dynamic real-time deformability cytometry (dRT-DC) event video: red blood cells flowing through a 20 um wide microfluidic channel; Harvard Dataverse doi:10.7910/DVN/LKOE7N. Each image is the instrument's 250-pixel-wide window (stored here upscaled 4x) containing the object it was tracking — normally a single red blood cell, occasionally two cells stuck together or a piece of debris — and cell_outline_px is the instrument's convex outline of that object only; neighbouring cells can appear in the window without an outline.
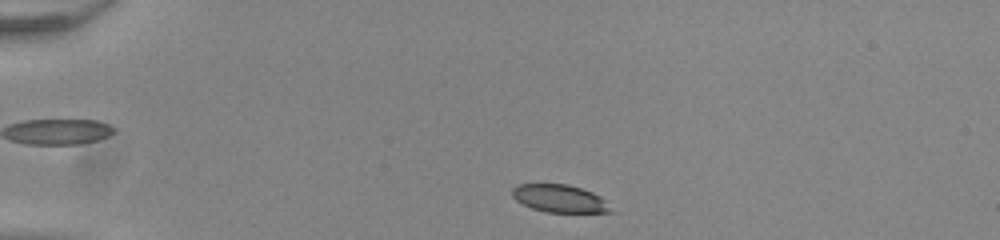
{"species": "common noctule bat (a hibernating species)", "species_latin": "Nyctalus noctula", "temperature_condition": "room temperature", "stored_images_in_passage": 43, "camera_frame_rate_fps": 3000, "um_per_image_px": 0.085, "animal": {"sex": "male", "body_mass_g": 20.0, "forearm_length_mm": 53.3}, "frame": {"image": 1, "passage_image": 2, "time_ms": 0.333, "image_size_px": [1000, 240], "cell_outline_px": [[616, 212], [548, 212], [532, 208], [516, 200], [512, 196], [512, 188], [516, 184], [568, 184], [592, 192], [600, 196]], "centroid_in_image_um": [47.57, 16.87], "position_along_channel_um": 37.4, "area_um2": 15.84}}
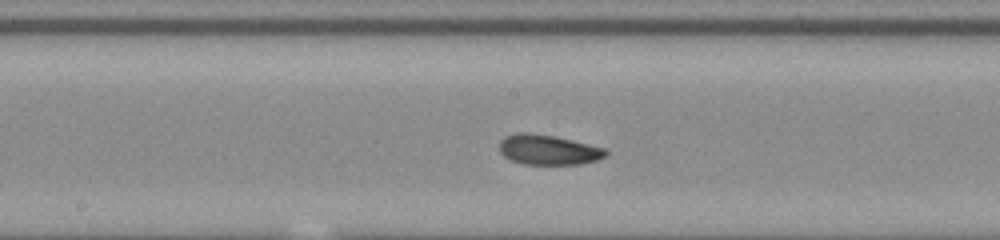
{"frame": {"image": 2, "passage_image": 19, "time_ms": 6.0, "image_size_px": [1000, 240], "cell_outline_px": [[608, 152], [604, 156], [596, 160], [580, 164], [520, 164], [504, 156], [500, 152], [500, 140], [504, 136], [520, 132], [528, 132], [556, 136], [604, 148]], "centroid_in_image_um": [46.56, 12.72], "position_along_channel_um": 201.6, "area_um2": 18.55}}
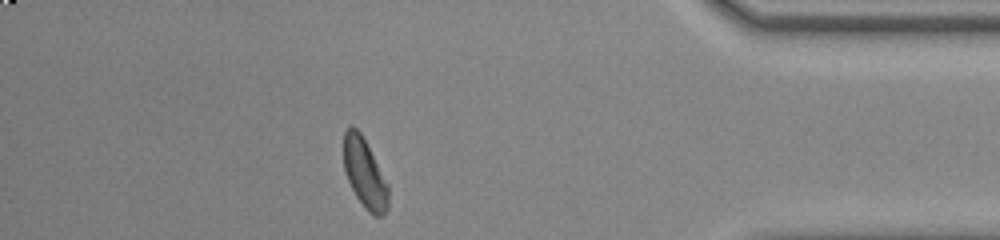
{"frame": {"image": 3, "passage_image": 37, "time_ms": 12.0, "image_size_px": [1000, 240], "cell_outline_px": [[388, 208], [384, 216], [372, 216], [364, 208], [356, 196], [344, 172], [344, 132], [348, 128], [356, 128], [360, 132], [388, 184]], "centroid_in_image_um": [31.0, 14.8], "position_along_channel_um": 404.2, "area_um2": 17.86}, "authors_computed_cell_mechanics": {"area_um2": 18.0914, "velocity_mm_per_s": 3.9247, "shape_relaxation_time_tau1_ms": 3.5292, "shape_relaxation_time_tau2_ms": 2.5885, "deformation_change_tau1": 0.1295, "deformation_change_tau2": 0.0857}}